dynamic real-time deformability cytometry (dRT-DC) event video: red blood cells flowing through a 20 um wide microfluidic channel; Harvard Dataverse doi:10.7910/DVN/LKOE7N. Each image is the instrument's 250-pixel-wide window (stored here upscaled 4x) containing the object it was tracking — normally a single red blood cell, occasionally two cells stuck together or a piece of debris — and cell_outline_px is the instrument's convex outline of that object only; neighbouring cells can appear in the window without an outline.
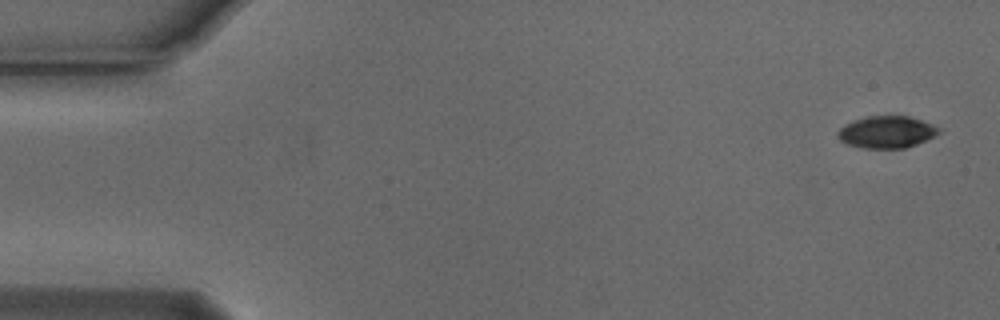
{"species": "Egyptian fruit bat (a non-hibernating species)", "species_latin": "Rousettus aegyptiacus", "temperature_condition": "cold", "stored_images_in_passage": 53, "camera_frame_rate_fps": 3000, "um_per_image_px": 0.085, "animal": {"sex": "male"}, "frame": {"image": 1, "passage_image": 1, "time_ms": 0.0, "image_size_px": [1000, 320], "cell_outline_px": [[940, 132], [916, 144], [904, 148], [864, 148], [848, 144], [840, 140], [836, 136], [836, 132], [844, 124], [868, 116], [908, 116], [932, 124], [940, 128]], "centroid_in_image_um": [75.32, 11.22], "position_along_channel_um": 9.7, "area_um2": 18.61}}
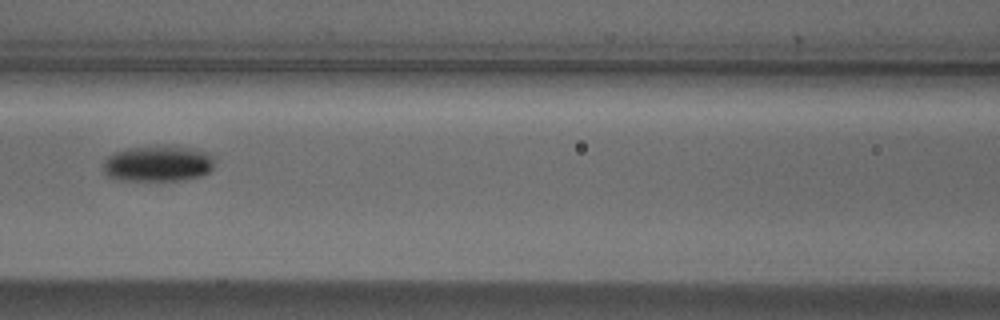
{"frame": {"image": 2, "passage_image": 23, "time_ms": 7.333, "image_size_px": [1000, 320], "cell_outline_px": [[216, 160], [212, 168], [208, 172], [200, 176], [180, 180], [116, 180], [108, 176], [104, 172], [104, 160], [112, 152], [128, 148], [152, 144], [172, 144], [196, 148], [208, 152]], "centroid_in_image_um": [13.44, 13.85], "position_along_channel_um": 153.2, "area_um2": 24.16}}
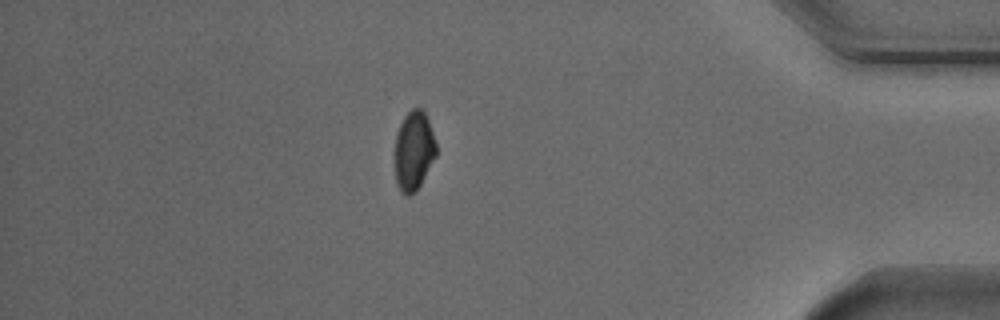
{"frame": {"image": 3, "passage_image": 46, "time_ms": 15.0, "image_size_px": [1000, 320], "cell_outline_px": [[436, 156], [420, 184], [408, 196], [404, 196], [400, 192], [396, 184], [396, 136], [400, 124], [404, 116], [412, 108], [420, 108], [424, 112], [428, 120], [436, 144]], "centroid_in_image_um": [35.17, 12.81], "position_along_channel_um": 400.0, "area_um2": 18.73}, "authors_computed_cell_mechanics": {"area_um2": 20.6924, "velocity_mm_per_s": 3.7578, "shape_relaxation_time_tau1_ms": 2.8639, "shape_relaxation_time_tau2_ms": null, "deformation_change_tau1": 0.1002, "deformation_change_tau2": null}}